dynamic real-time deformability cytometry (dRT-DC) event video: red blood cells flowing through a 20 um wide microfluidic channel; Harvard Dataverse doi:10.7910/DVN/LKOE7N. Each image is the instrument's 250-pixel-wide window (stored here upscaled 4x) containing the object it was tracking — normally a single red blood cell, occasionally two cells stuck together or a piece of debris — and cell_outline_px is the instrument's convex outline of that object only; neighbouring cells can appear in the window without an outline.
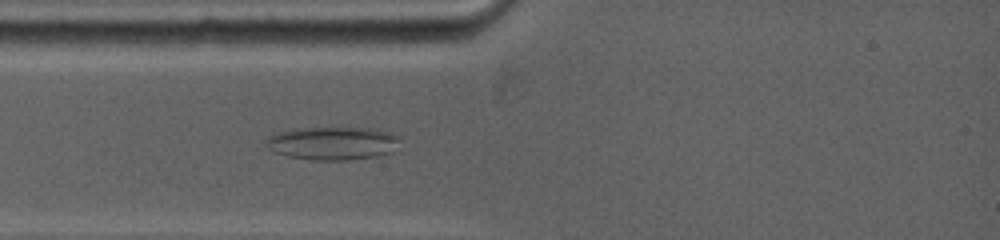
{"species": "common noctule bat (a hibernating species)", "species_latin": "Nyctalus noctula", "temperature_condition": "warm", "stored_images_in_passage": 5, "camera_frame_rate_fps": 5000, "um_per_image_px": 0.085, "animal": {"sex": "female", "body_mass_g": 19.0, "forearm_length_mm": 53.3}, "frame": {"image": 1, "passage_image": 5, "time_ms": 2.0, "image_size_px": [1000, 240], "cell_outline_px": [[396, 140], [392, 152], [376, 156], [348, 160], [312, 160], [288, 156], [272, 152], [268, 148], [268, 136], [280, 132], [300, 128], [356, 128], [380, 132], [396, 136]], "centroid_in_image_um": [28.16, 12.2], "position_along_channel_um": 56.8, "area_um2": 24.91}}